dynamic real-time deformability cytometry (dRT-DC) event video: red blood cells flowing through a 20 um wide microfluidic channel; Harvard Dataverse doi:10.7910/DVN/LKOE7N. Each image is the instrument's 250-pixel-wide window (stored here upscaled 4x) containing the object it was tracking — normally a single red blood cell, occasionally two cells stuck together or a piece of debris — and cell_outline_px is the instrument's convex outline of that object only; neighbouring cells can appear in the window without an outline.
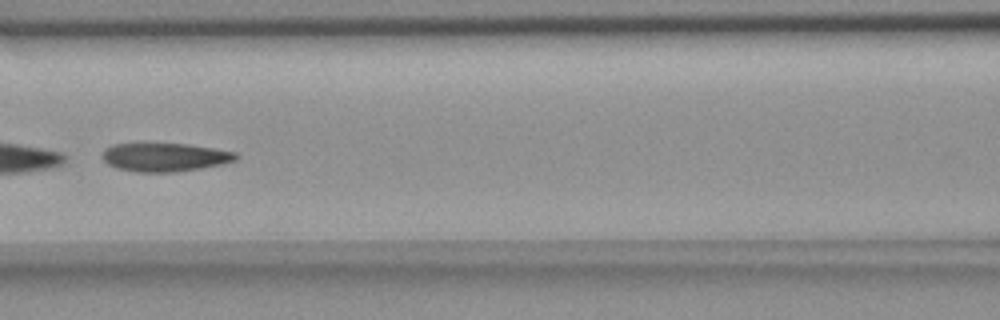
{"species": "common noctule bat (a hibernating species)", "species_latin": "Nyctalus noctula", "temperature_condition": "room temperature", "stored_images_in_passage": 23, "camera_frame_rate_fps": 3000, "um_per_image_px": 0.085, "animal": {"sex": "female", "body_mass_g": 18.4}, "frame": {"image": 1, "passage_image": 17, "time_ms": 5.333, "image_size_px": [1000, 320], "cell_outline_px": [[240, 156], [236, 160], [220, 164], [200, 168], [172, 172], [136, 172], [116, 168], [108, 164], [100, 156], [104, 148], [112, 144], [140, 140], [188, 144], [236, 152]], "centroid_in_image_um": [13.9, 13.3], "position_along_channel_um": 152.7, "area_um2": 23.24}}